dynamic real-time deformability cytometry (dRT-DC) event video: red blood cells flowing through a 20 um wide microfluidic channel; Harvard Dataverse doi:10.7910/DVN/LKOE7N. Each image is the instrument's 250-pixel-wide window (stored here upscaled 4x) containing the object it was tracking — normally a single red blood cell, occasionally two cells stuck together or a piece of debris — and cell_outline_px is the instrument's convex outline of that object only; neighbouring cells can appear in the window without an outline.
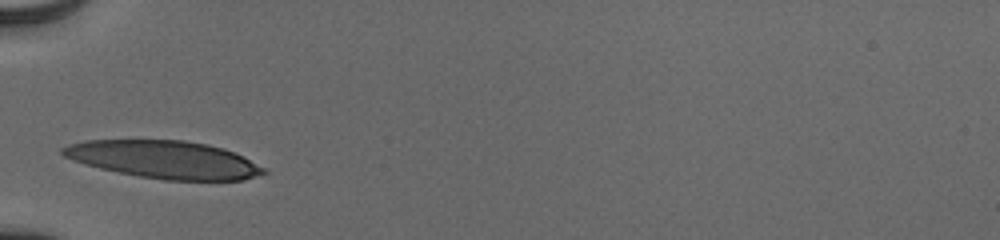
{"species": "human", "species_latin": "Homo sapiens", "temperature_condition": "cold", "stored_images_in_passage": 27, "camera_frame_rate_fps": 3000, "um_per_image_px": 0.085, "donor": {"sex": "male"}, "frame": {"image": 1, "passage_image": 1, "time_ms": 0.0, "image_size_px": [1000, 240], "cell_outline_px": [[268, 172], [244, 180], [164, 180], [140, 176], [100, 168], [72, 160], [64, 156], [60, 152], [60, 148], [68, 144], [84, 140], [184, 140], [208, 144], [224, 148], [244, 156], [264, 168]], "centroid_in_image_um": [13.96, 13.55], "position_along_channel_um": 71.0, "area_um2": 44.1}}
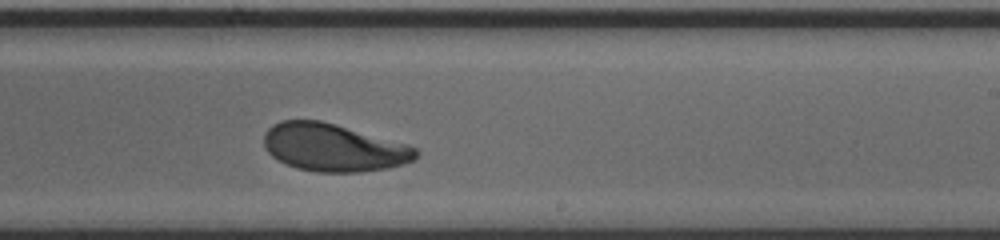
{"frame": {"image": 2, "passage_image": 16, "time_ms": 5.0, "image_size_px": [1000, 240], "cell_outline_px": [[420, 156], [416, 160], [404, 164], [388, 168], [360, 172], [316, 172], [296, 168], [284, 164], [272, 156], [264, 148], [264, 132], [272, 124], [280, 120], [320, 120], [336, 124], [404, 144], [416, 148], [420, 152]], "centroid_in_image_um": [28.32, 12.55], "position_along_channel_um": 260.7, "area_um2": 42.43}}
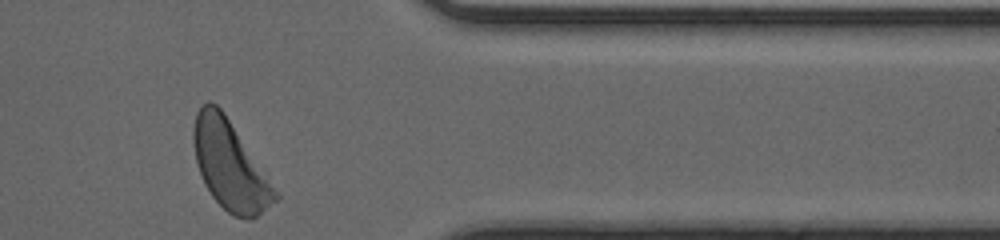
{"frame": {"image": 3, "passage_image": 27, "time_ms": 8.667, "image_size_px": [1000, 240], "cell_outline_px": [[280, 200], [252, 220], [236, 216], [228, 212], [212, 196], [204, 184], [196, 164], [192, 140], [192, 128], [196, 112], [208, 100], [216, 104], [224, 112], [280, 192]], "centroid_in_image_um": [19.57, 14.07], "position_along_channel_um": 391.8, "area_um2": 42.77}, "authors_computed_cell_mechanics": {"area_um2": 43.0032, "velocity_mm_per_s": 3.8532, "shape_relaxation_time_tau1_ms": 2.7973, "shape_relaxation_time_tau2_ms": 1.7698, "deformation_change_tau1": 0.1783, "deformation_change_tau2": 0.0726}}